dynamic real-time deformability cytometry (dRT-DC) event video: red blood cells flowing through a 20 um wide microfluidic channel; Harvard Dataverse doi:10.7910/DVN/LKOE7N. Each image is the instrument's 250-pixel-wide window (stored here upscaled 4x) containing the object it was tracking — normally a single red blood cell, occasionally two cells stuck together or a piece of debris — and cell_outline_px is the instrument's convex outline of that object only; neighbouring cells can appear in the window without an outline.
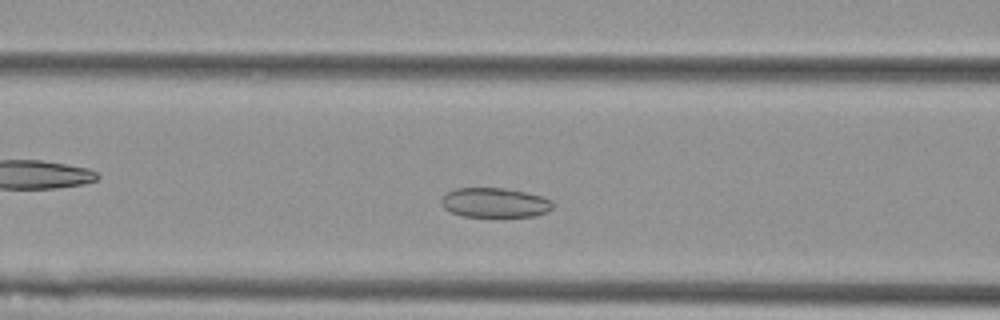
{"species": "Egyptian fruit bat (a non-hibernating species)", "species_latin": "Rousettus aegyptiacus", "temperature_condition": "cold", "stored_images_in_passage": 46, "camera_frame_rate_fps": 3000, "um_per_image_px": 0.085, "animal": {"sex": "female"}, "frame": {"image": 1, "passage_image": 11, "time_ms": 3.333, "image_size_px": [1000, 320], "cell_outline_px": [[552, 208], [548, 212], [536, 216], [460, 216], [444, 208], [440, 204], [440, 200], [444, 192], [456, 188], [504, 188], [524, 192], [540, 196], [552, 200]], "centroid_in_image_um": [42.01, 17.22], "position_along_channel_um": 124.6, "area_um2": 19.31}}
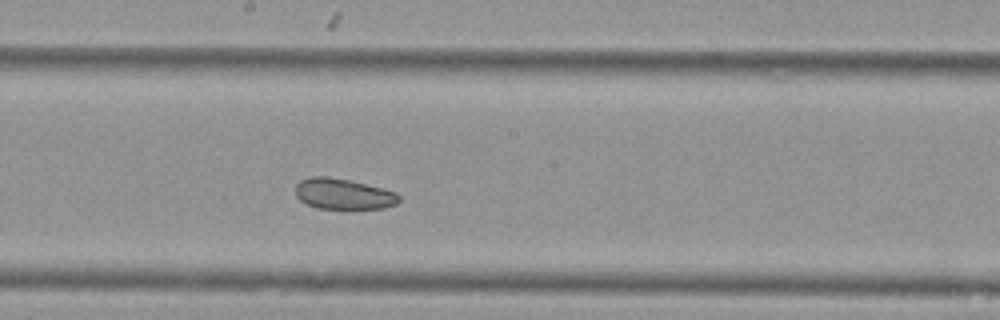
{"frame": {"image": 2, "passage_image": 19, "time_ms": 6.0, "image_size_px": [1000, 320], "cell_outline_px": [[400, 200], [396, 204], [384, 208], [316, 208], [300, 200], [296, 196], [296, 184], [300, 180], [312, 176], [328, 176], [348, 180], [396, 192], [400, 196]], "centroid_in_image_um": [29.16, 16.48], "position_along_channel_um": 219.0, "area_um2": 18.32}}
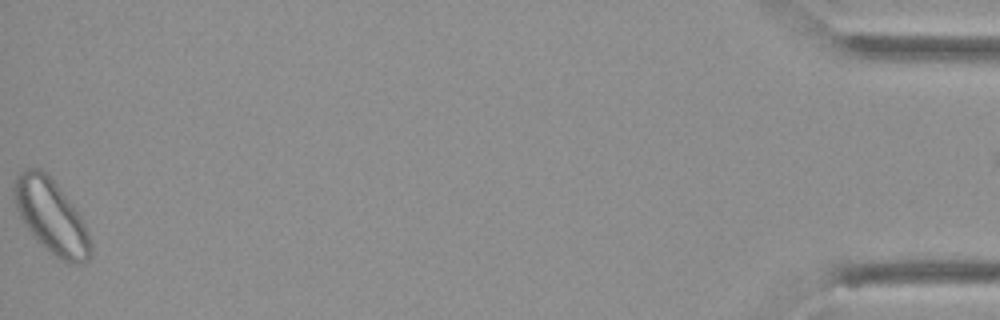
{"frame": {"image": 3, "passage_image": 45, "time_ms": 14.667, "image_size_px": [1000, 320], "cell_outline_px": [[92, 252], [88, 260], [80, 264], [68, 264], [60, 260], [36, 240], [20, 216], [16, 208], [12, 196], [12, 184], [16, 176], [20, 172], [28, 168], [40, 168], [56, 184], [72, 204], [80, 216], [88, 232], [92, 244]], "centroid_in_image_um": [4.34, 18.42], "position_along_channel_um": 430.9, "area_um2": 32.89}}